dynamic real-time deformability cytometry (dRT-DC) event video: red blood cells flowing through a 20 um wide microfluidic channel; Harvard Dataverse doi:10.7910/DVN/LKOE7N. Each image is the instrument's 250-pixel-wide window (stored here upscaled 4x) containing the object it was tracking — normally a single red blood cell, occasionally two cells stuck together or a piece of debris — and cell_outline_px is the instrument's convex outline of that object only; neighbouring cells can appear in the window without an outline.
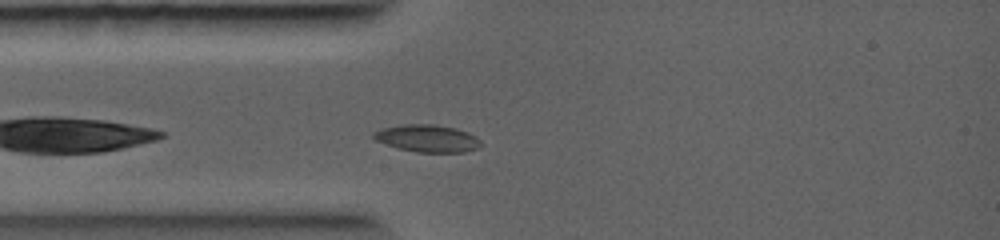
{"species": "common noctule bat (a hibernating species)", "species_latin": "Nyctalus noctula", "temperature_condition": "warm", "stored_images_in_passage": 14, "camera_frame_rate_fps": 5000, "um_per_image_px": 0.085, "animal": {"sex": "female", "body_mass_g": 19.0, "forearm_length_mm": 56.7}, "frame": {"image": 1, "passage_image": 6, "time_ms": 0.6, "image_size_px": [1000, 240], "cell_outline_px": [[484, 144], [480, 148], [464, 152], [416, 152], [396, 148], [376, 140], [372, 136], [372, 132], [384, 128], [404, 124], [436, 124], [456, 128], [468, 132], [476, 136]], "centroid_in_image_um": [36.37, 11.76], "position_along_channel_um": 48.6, "area_um2": 17.28}}